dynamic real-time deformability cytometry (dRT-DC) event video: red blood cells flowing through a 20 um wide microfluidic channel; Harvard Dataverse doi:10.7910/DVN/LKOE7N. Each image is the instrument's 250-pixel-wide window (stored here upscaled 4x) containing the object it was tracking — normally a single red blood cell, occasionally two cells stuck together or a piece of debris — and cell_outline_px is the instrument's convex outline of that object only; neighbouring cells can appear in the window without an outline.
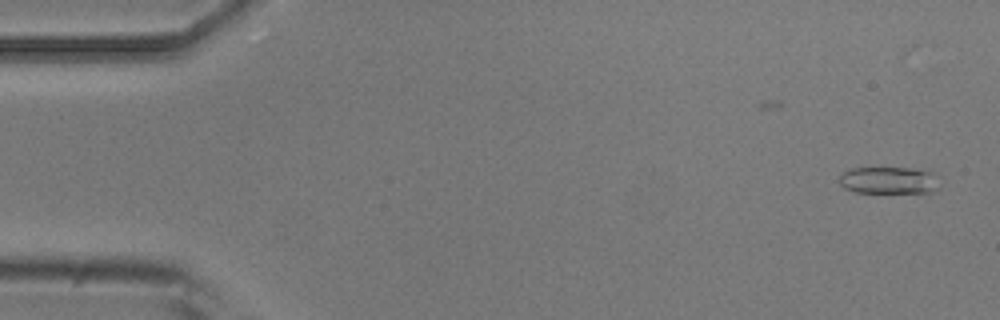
{"species": "common noctule bat (a hibernating species)", "species_latin": "Nyctalus noctula", "temperature_condition": "room temperature", "stored_images_in_passage": 44, "camera_frame_rate_fps": 3000, "um_per_image_px": 0.085, "animal": {"sex": "male", "body_mass_g": 20.5, "forearm_length_mm": 52.5}, "frame": {"image": 1, "passage_image": 2, "time_ms": 0.333, "image_size_px": [1000, 320], "cell_outline_px": [[936, 188], [932, 192], [856, 192], [844, 188], [840, 184], [840, 176], [848, 168], [912, 168], [932, 172]], "centroid_in_image_um": [75.46, 15.32], "position_along_channel_um": 9.5, "area_um2": 15.37}}
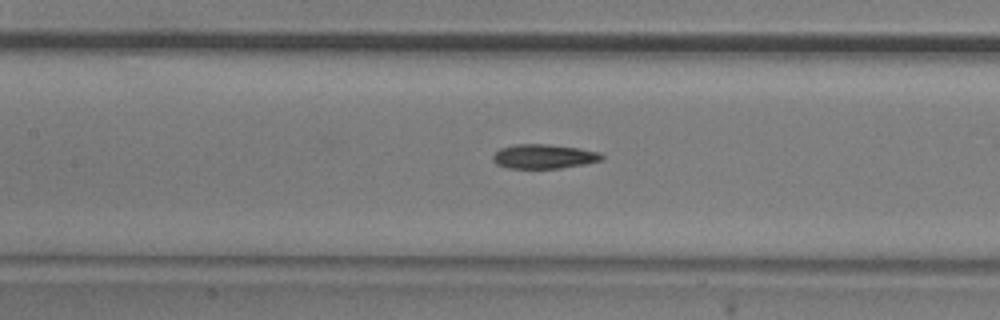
{"frame": {"image": 2, "passage_image": 23, "time_ms": 7.333, "image_size_px": [1000, 320], "cell_outline_px": [[604, 156], [600, 160], [584, 164], [560, 168], [508, 168], [496, 164], [492, 160], [492, 156], [500, 148], [516, 144], [548, 144], [580, 148], [600, 152]], "centroid_in_image_um": [46.21, 13.29], "position_along_channel_um": 161.2, "area_um2": 15.43}}
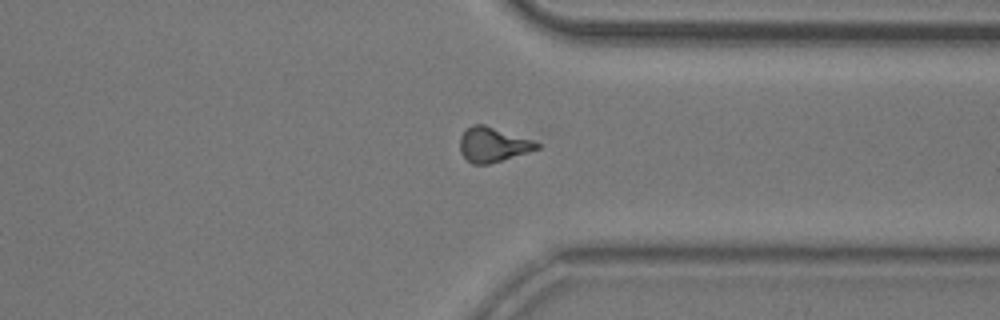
{"frame": {"image": 3, "passage_image": 39, "time_ms": 12.667, "image_size_px": [1000, 320], "cell_outline_px": [[540, 148], [488, 164], [472, 164], [460, 152], [460, 136], [472, 124], [484, 124], [532, 140], [540, 144]], "centroid_in_image_um": [41.87, 12.28], "position_along_channel_um": 369.5, "area_um2": 15.26}, "authors_computed_cell_mechanics": {"area_um2": 15.4904, "velocity_mm_per_s": 3.938, "shape_relaxation_time_tau1_ms": 8.3039, "shape_relaxation_time_tau2_ms": 7.345, "deformation_change_tau1": 0.1851, "deformation_change_tau2": 0.1627}}